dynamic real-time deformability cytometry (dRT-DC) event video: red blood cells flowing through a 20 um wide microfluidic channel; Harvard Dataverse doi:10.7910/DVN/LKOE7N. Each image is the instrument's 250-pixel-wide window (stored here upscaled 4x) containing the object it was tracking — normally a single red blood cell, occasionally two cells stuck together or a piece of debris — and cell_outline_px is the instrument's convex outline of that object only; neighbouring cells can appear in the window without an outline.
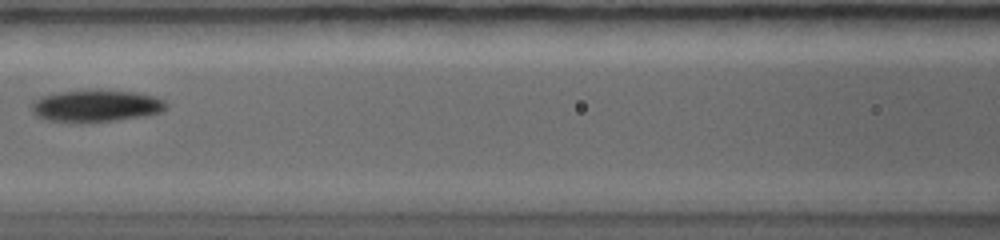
{"species": "common noctule bat (a hibernating species)", "species_latin": "Nyctalus noctula", "temperature_condition": "warm", "stored_images_in_passage": 5, "camera_frame_rate_fps": 5000, "um_per_image_px": 0.085, "animal": {"sex": "female", "body_mass_g": 19.0, "forearm_length_mm": 56.7}, "frame": {"image": 1, "passage_image": 5, "time_ms": 3.4, "image_size_px": [1000, 240], "cell_outline_px": [[168, 104], [160, 112], [148, 116], [116, 120], [80, 124], [68, 124], [44, 120], [36, 116], [32, 112], [32, 104], [40, 96], [60, 92], [100, 88], [132, 92], [152, 96], [164, 100]], "centroid_in_image_um": [8.11, 9.02], "position_along_channel_um": 158.5, "area_um2": 25.95}}